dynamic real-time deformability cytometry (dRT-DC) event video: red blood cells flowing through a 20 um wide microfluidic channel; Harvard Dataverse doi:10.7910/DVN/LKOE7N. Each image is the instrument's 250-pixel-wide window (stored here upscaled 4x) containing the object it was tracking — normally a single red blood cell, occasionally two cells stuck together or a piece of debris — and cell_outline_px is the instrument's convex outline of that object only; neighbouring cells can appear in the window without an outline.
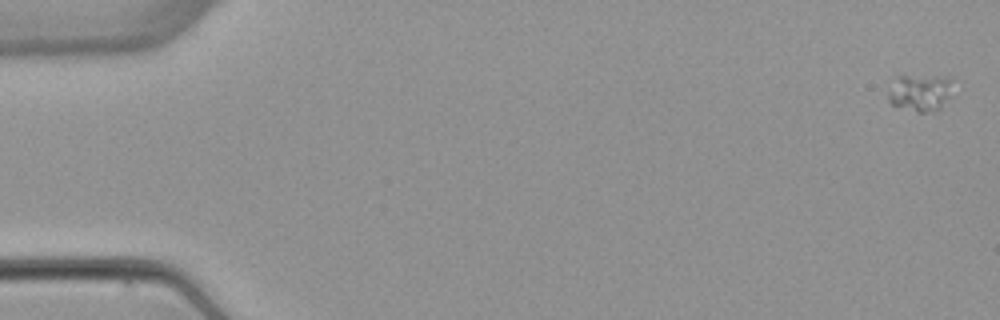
{"species": "common noctule bat (a hibernating species)", "species_latin": "Nyctalus noctula", "temperature_condition": "warm", "stored_images_in_passage": 5, "camera_frame_rate_fps": 3000, "um_per_image_px": 0.085, "animal": {"sex": "female", "body_mass_g": 22.7, "forearm_length_mm": 54.2}, "frame": {"image": 1, "passage_image": 1, "time_ms": 0.0, "image_size_px": [1000, 320], "cell_outline_px": [[952, 96], [936, 112], [916, 112], [900, 108], [892, 104], [888, 100], [888, 92], [900, 76], [952, 76]], "centroid_in_image_um": [78.29, 7.9], "position_along_channel_um": 6.7, "area_um2": 14.16}}
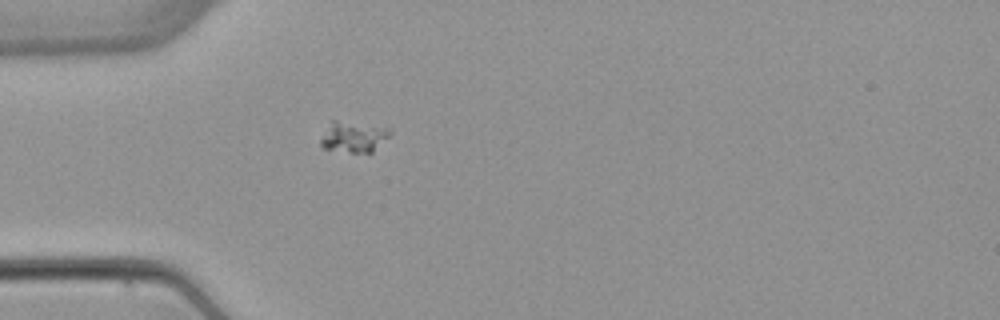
{"frame": {"image": 2, "passage_image": 5, "time_ms": 5.0, "image_size_px": [1000, 320], "cell_outline_px": [[392, 132], [372, 152], [352, 152], [324, 148], [320, 144], [320, 140], [332, 120], [336, 120], [392, 128]], "centroid_in_image_um": [30.07, 11.62], "position_along_channel_um": 54.9, "area_um2": 12.14}}